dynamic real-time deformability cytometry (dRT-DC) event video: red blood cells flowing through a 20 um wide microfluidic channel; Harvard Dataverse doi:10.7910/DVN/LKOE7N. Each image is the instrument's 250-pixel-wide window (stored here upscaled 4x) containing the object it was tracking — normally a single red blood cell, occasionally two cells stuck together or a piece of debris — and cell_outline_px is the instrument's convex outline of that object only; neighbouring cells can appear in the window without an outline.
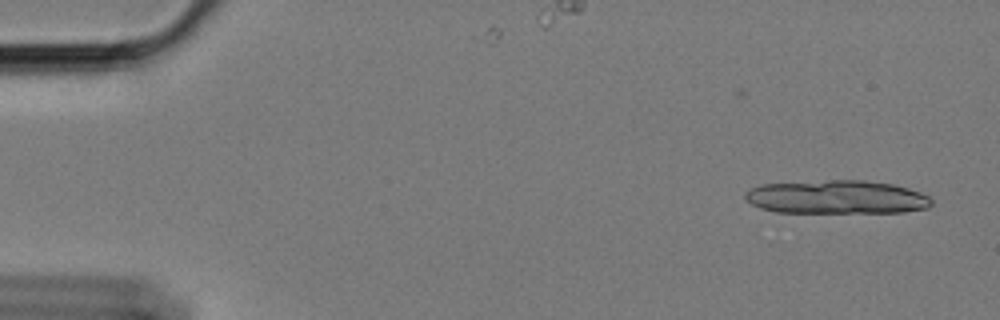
{"species": "Egyptian fruit bat (a non-hibernating species)", "species_latin": "Rousettus aegyptiacus", "temperature_condition": "cold", "stored_images_in_passage": 10, "camera_frame_rate_fps": 3000, "um_per_image_px": 0.085, "animal": {"sex": "female"}, "frame": {"image": 1, "passage_image": 2, "time_ms": 0.333, "image_size_px": [1000, 320], "cell_outline_px": [[932, 204], [928, 208], [904, 212], [776, 212], [760, 208], [752, 204], [744, 196], [744, 192], [760, 184], [832, 180], [864, 180], [892, 184], [908, 188], [920, 192], [928, 196], [932, 200]], "centroid_in_image_um": [71.13, 16.75], "position_along_channel_um": 13.9, "area_um2": 36.41}}